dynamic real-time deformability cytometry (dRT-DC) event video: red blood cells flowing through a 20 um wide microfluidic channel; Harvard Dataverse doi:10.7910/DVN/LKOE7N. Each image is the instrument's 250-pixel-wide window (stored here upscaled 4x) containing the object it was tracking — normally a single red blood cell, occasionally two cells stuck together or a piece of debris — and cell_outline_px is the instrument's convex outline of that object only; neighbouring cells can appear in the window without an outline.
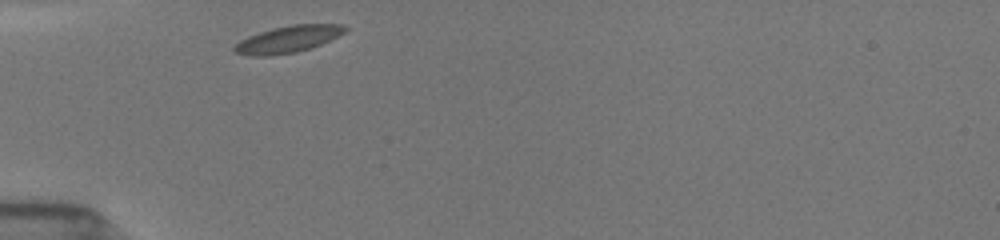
{"species": "common noctule bat (a hibernating species)", "species_latin": "Nyctalus noctula", "temperature_condition": "room temperature", "stored_images_in_passage": 26, "camera_frame_rate_fps": 3000, "um_per_image_px": 0.085, "animal": {"sex": "female", "body_mass_g": 19.5, "forearm_length_mm": 54.1}, "frame": {"image": 1, "passage_image": 1, "time_ms": 0.0, "image_size_px": [1000, 240], "cell_outline_px": [[348, 28], [344, 32], [320, 44], [296, 52], [272, 56], [252, 56], [236, 52], [232, 48], [240, 40], [248, 36], [272, 28], [292, 24], [344, 24]], "centroid_in_image_um": [24.46, 3.33], "position_along_channel_um": 60.5, "area_um2": 17.11}}
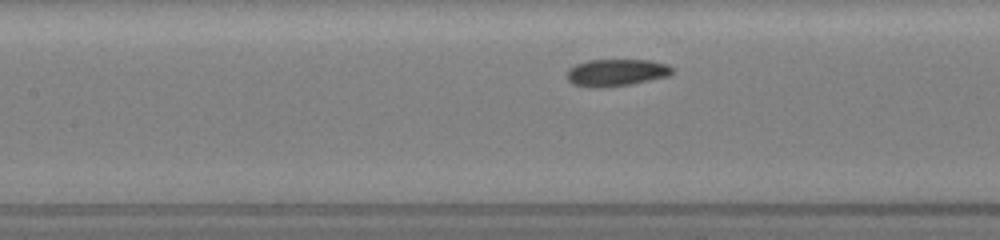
{"frame": {"image": 2, "passage_image": 9, "time_ms": 2.667, "image_size_px": [1000, 240], "cell_outline_px": [[676, 72], [668, 76], [632, 84], [604, 88], [592, 88], [572, 84], [568, 80], [568, 68], [576, 64], [588, 60], [648, 60], [668, 64], [676, 68]], "centroid_in_image_um": [52.43, 6.17], "position_along_channel_um": 155.0, "area_um2": 16.94}}
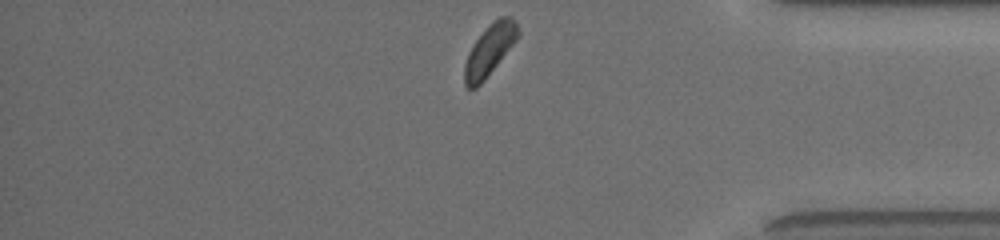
{"frame": {"image": 3, "passage_image": 26, "time_ms": 8.333, "image_size_px": [1000, 240], "cell_outline_px": [[520, 36], [484, 80], [476, 88], [468, 88], [464, 84], [464, 64], [468, 52], [476, 40], [500, 16], [512, 16], [516, 20], [520, 32]], "centroid_in_image_um": [41.64, 4.26], "position_along_channel_um": 393.6, "area_um2": 15.66}}